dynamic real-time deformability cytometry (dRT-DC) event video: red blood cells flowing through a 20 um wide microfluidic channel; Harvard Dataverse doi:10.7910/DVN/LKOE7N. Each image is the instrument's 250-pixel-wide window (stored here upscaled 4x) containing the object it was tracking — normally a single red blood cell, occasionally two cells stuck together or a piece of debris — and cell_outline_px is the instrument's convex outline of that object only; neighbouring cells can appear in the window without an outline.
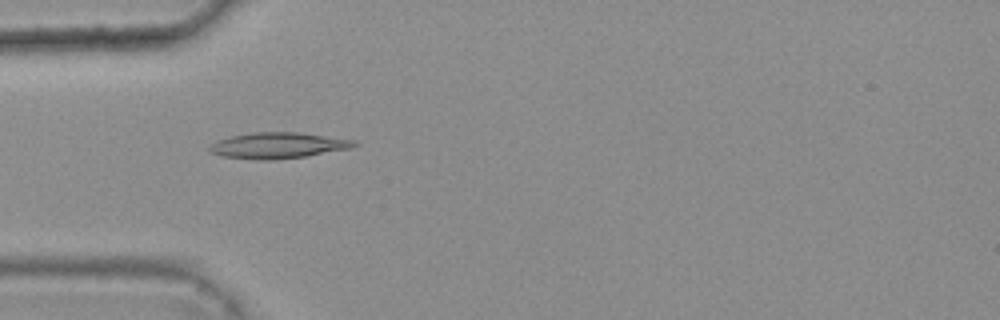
{"species": "common noctule bat (a hibernating species)", "species_latin": "Nyctalus noctula", "temperature_condition": "warm", "stored_images_in_passage": 8, "camera_frame_rate_fps": 3000, "um_per_image_px": 0.085, "animal": {"sex": "female", "body_mass_g": 25.1}, "frame": {"image": 1, "passage_image": 4, "time_ms": 1.0, "image_size_px": [1000, 320], "cell_outline_px": [[356, 144], [352, 148], [304, 156], [272, 160], [264, 160], [220, 156], [212, 152], [208, 148], [216, 140], [232, 136], [252, 132], [300, 132], [352, 140]], "centroid_in_image_um": [23.59, 12.36], "position_along_channel_um": 61.4, "area_um2": 21.56}}
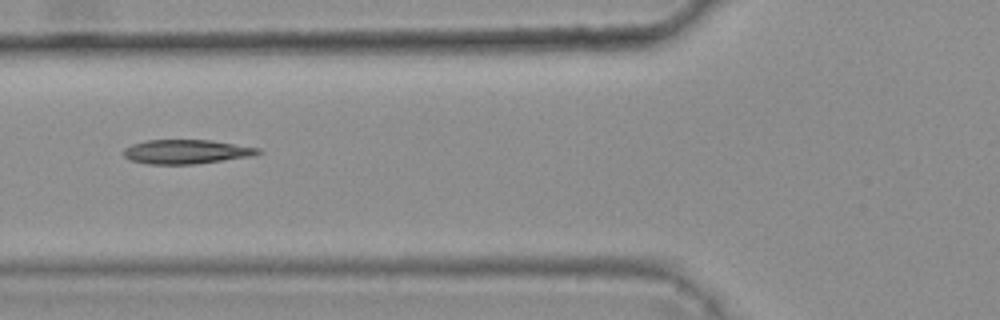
{"frame": {"image": 2, "passage_image": 5, "time_ms": 1.333, "image_size_px": [1000, 320], "cell_outline_px": [[264, 152], [252, 156], [196, 164], [148, 164], [132, 160], [124, 156], [124, 148], [132, 144], [148, 140], [212, 140], [260, 148]], "centroid_in_image_um": [15.88, 12.89], "position_along_channel_um": 109.9, "area_um2": 18.96}}
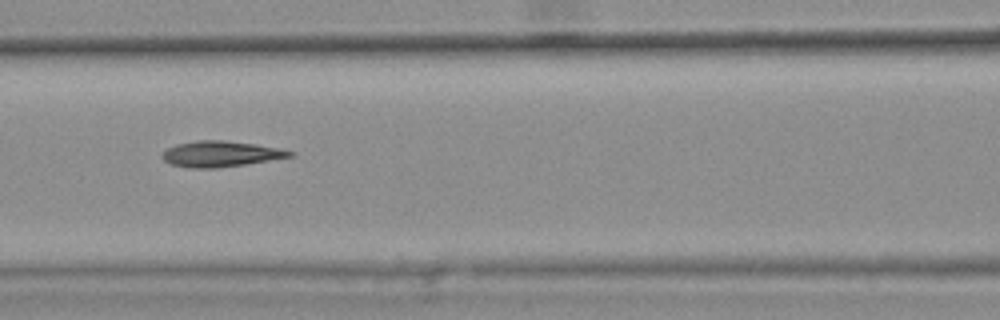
{"frame": {"image": 3, "passage_image": 6, "time_ms": 1.667, "image_size_px": [1000, 320], "cell_outline_px": [[296, 156], [244, 164], [216, 168], [188, 168], [172, 164], [164, 160], [160, 156], [168, 148], [176, 144], [196, 140], [224, 140], [256, 144], [280, 148], [296, 152]], "centroid_in_image_um": [18.79, 13.08], "position_along_channel_um": 147.8, "area_um2": 19.25}}